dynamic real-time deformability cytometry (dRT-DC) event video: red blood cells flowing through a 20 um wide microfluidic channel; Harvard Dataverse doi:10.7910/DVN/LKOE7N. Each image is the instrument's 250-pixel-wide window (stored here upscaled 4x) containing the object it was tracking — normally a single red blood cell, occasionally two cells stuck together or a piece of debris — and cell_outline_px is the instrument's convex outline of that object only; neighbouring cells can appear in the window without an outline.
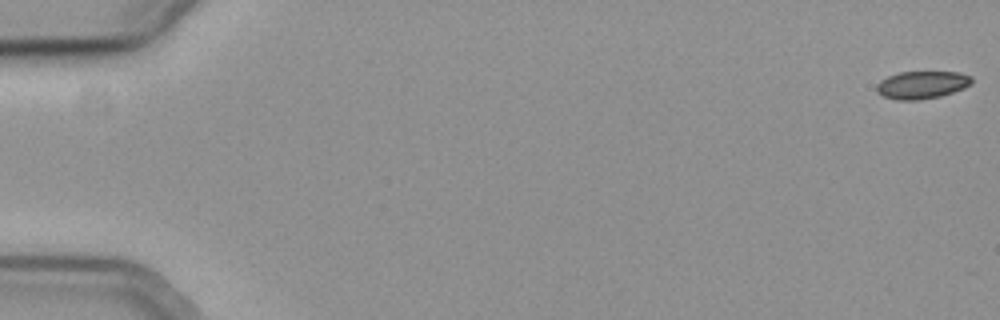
{"species": "common noctule bat (a hibernating species)", "species_latin": "Nyctalus noctula", "temperature_condition": "cold", "stored_images_in_passage": 21, "camera_frame_rate_fps": 3000, "um_per_image_px": 0.085, "animal": {"sex": "female", "body_mass_g": 19.3, "forearm_length_mm": 54.1}, "frame": {"image": 1, "passage_image": 1, "time_ms": 0.0, "image_size_px": [1000, 320], "cell_outline_px": [[972, 84], [964, 88], [940, 96], [916, 100], [896, 100], [884, 96], [876, 92], [876, 84], [880, 80], [888, 76], [900, 72], [960, 72], [972, 76]], "centroid_in_image_um": [78.36, 7.21], "position_along_channel_um": 6.6, "area_um2": 15.37}}
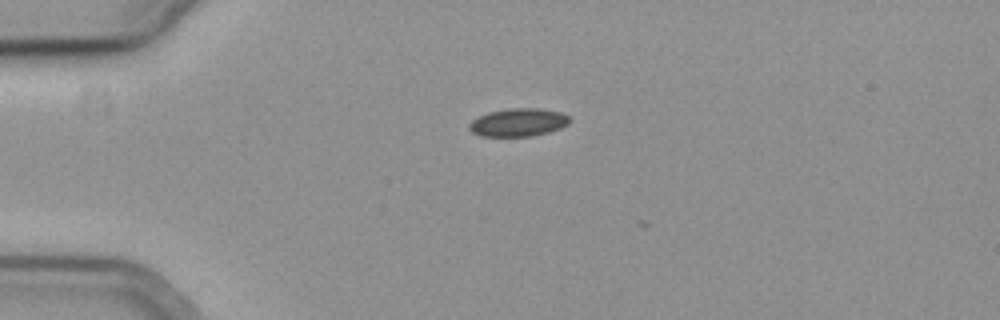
{"frame": {"image": 2, "passage_image": 15, "time_ms": 4.667, "image_size_px": [1000, 320], "cell_outline_px": [[572, 120], [568, 124], [560, 128], [548, 132], [532, 136], [480, 136], [472, 132], [468, 128], [468, 124], [472, 120], [488, 112], [508, 108], [540, 108], [560, 112], [568, 116]], "centroid_in_image_um": [44.05, 10.4], "position_along_channel_um": 40.9, "area_um2": 16.47}}